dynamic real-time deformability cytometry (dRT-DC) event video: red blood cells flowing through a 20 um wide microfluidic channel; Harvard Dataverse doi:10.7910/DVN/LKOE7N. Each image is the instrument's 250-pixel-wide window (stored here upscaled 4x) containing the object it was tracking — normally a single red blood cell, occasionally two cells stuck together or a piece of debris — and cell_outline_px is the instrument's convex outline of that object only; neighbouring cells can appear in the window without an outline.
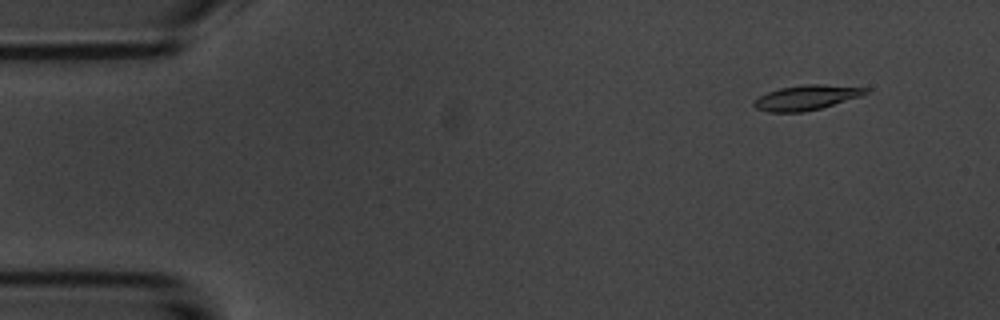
{"species": "common noctule bat (a hibernating species)", "species_latin": "Nyctalus noctula", "temperature_condition": "room temperature", "stored_images_in_passage": 4, "camera_frame_rate_fps": 3000, "um_per_image_px": 0.085, "animal": {"sex": "male", "body_mass_g": 20.1, "forearm_length_mm": 53.5}, "frame": {"image": 1, "passage_image": 2, "time_ms": 1.333, "image_size_px": [1000, 320], "cell_outline_px": [[872, 92], [860, 96], [820, 108], [804, 112], [768, 112], [756, 108], [752, 104], [752, 100], [768, 92], [780, 88], [804, 84], [820, 84], [872, 88]], "centroid_in_image_um": [68.55, 8.28], "position_along_channel_um": 16.4, "area_um2": 16.24}}